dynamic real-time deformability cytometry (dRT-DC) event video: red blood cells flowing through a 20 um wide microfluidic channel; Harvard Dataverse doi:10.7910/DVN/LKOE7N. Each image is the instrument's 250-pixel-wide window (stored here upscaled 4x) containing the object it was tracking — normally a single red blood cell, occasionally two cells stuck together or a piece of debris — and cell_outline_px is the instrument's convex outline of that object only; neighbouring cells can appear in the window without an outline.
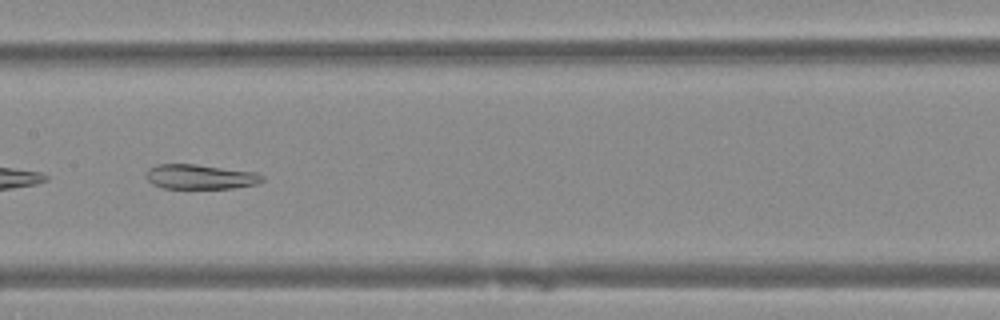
{"species": "Egyptian fruit bat (a non-hibernating species)", "species_latin": "Rousettus aegyptiacus", "temperature_condition": "warm", "stored_images_in_passage": 36, "camera_frame_rate_fps": 3000, "um_per_image_px": 0.085, "animal": {"sex": "female"}, "frame": {"image": 1, "passage_image": 13, "time_ms": 4.0, "image_size_px": [1000, 320], "cell_outline_px": [[264, 180], [256, 184], [232, 188], [164, 188], [152, 184], [148, 180], [148, 168], [156, 164], [196, 164], [256, 172], [264, 176]], "centroid_in_image_um": [17.04, 15.02], "position_along_channel_um": 190.4, "area_um2": 16.65}}
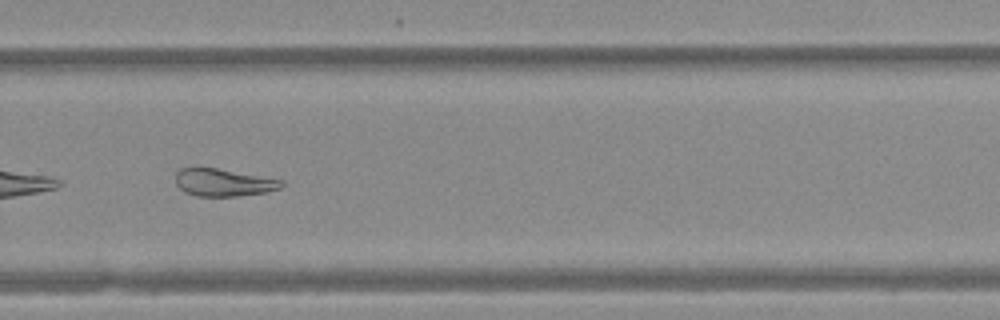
{"frame": {"image": 2, "passage_image": 22, "time_ms": 7.0, "image_size_px": [1000, 320], "cell_outline_px": [[284, 184], [280, 188], [264, 192], [240, 196], [196, 196], [184, 192], [176, 184], [176, 172], [180, 168], [216, 168], [284, 180]], "centroid_in_image_um": [18.98, 15.52], "position_along_channel_um": 310.8, "area_um2": 16.88}}
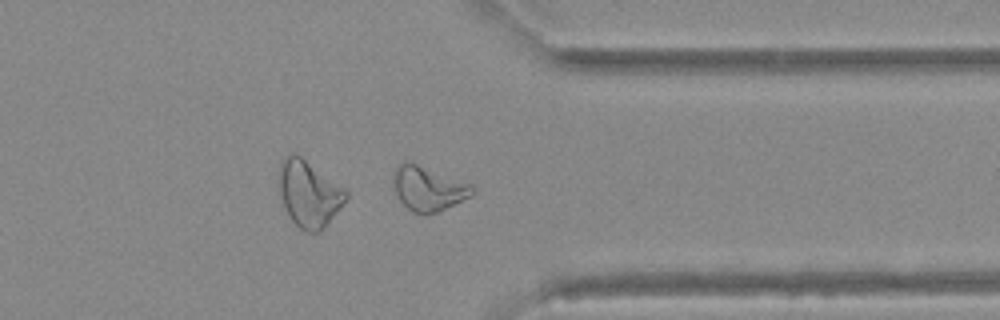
{"frame": {"image": 3, "passage_image": 27, "time_ms": 8.667, "image_size_px": [1000, 320], "cell_outline_px": [[476, 192], [472, 196], [436, 212], [412, 212], [400, 200], [396, 192], [392, 180], [392, 172], [400, 164], [408, 160], [472, 184], [476, 188]], "centroid_in_image_um": [36.42, 15.98], "position_along_channel_um": 375.0, "area_um2": 20.35}}